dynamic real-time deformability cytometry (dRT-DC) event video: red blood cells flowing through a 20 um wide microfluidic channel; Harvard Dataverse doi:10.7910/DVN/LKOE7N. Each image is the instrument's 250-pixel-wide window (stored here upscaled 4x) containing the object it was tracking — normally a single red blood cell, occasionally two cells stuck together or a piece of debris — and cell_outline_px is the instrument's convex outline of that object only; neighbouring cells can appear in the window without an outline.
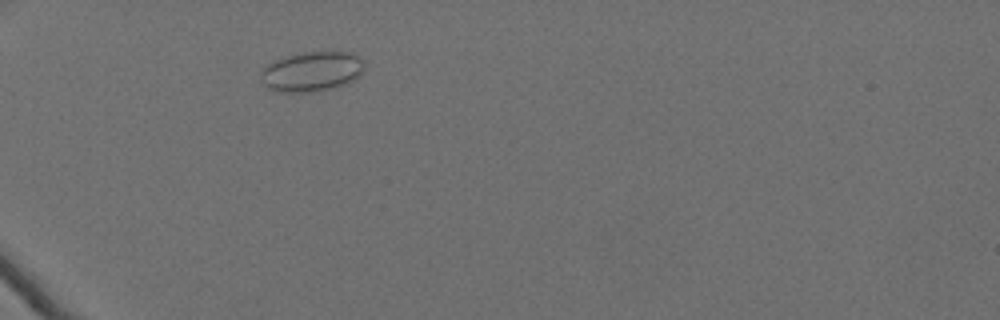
{"species": "Egyptian fruit bat (a non-hibernating species)", "species_latin": "Rousettus aegyptiacus", "temperature_condition": "cold", "stored_images_in_passage": 47, "camera_frame_rate_fps": 3000, "um_per_image_px": 0.085, "animal": {"sex": "female"}, "frame": {"image": 1, "passage_image": 8, "time_ms": 2.333, "image_size_px": [1000, 320], "cell_outline_px": [[364, 68], [360, 76], [336, 88], [312, 92], [276, 92], [268, 88], [260, 80], [260, 68], [272, 60], [304, 52], [348, 52], [356, 56], [360, 60]], "centroid_in_image_um": [26.42, 6.1], "position_along_channel_um": 58.6, "area_um2": 24.22}}
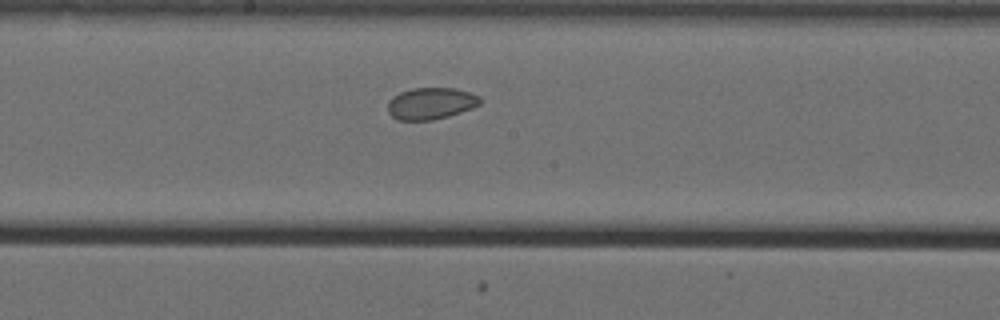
{"frame": {"image": 2, "passage_image": 23, "time_ms": 7.333, "image_size_px": [1000, 320], "cell_outline_px": [[480, 104], [472, 108], [448, 116], [432, 120], [396, 120], [388, 112], [388, 100], [392, 96], [400, 92], [412, 88], [456, 88], [480, 96]], "centroid_in_image_um": [36.59, 8.79], "position_along_channel_um": 211.6, "area_um2": 17.11}}
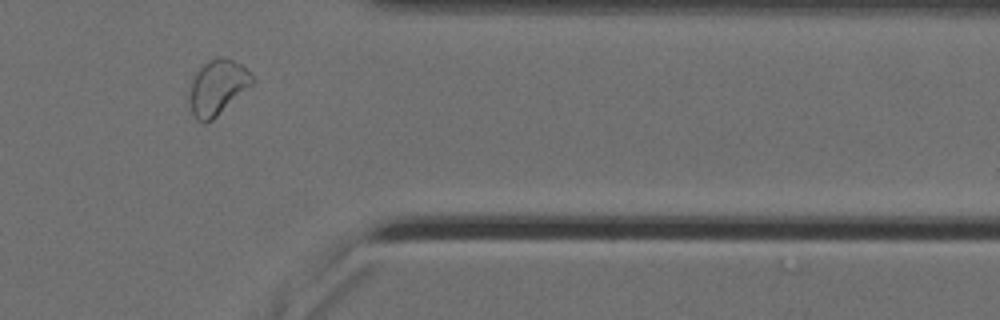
{"frame": {"image": 3, "passage_image": 39, "time_ms": 12.667, "image_size_px": [1000, 320], "cell_outline_px": [[256, 80], [252, 84], [212, 120], [204, 124], [196, 120], [188, 104], [188, 100], [192, 80], [196, 72], [208, 60], [220, 56], [224, 56], [240, 64]], "centroid_in_image_um": [18.45, 7.43], "position_along_channel_um": 393.0, "area_um2": 20.0}, "authors_computed_cell_mechanics": {"area_um2": 18.9006, "velocity_mm_per_s": 3.4943, "shape_relaxation_time_tau1_ms": null, "shape_relaxation_time_tau2_ms": 5.4937, "deformation_change_tau1": null, "deformation_change_tau2": 0.0799}}